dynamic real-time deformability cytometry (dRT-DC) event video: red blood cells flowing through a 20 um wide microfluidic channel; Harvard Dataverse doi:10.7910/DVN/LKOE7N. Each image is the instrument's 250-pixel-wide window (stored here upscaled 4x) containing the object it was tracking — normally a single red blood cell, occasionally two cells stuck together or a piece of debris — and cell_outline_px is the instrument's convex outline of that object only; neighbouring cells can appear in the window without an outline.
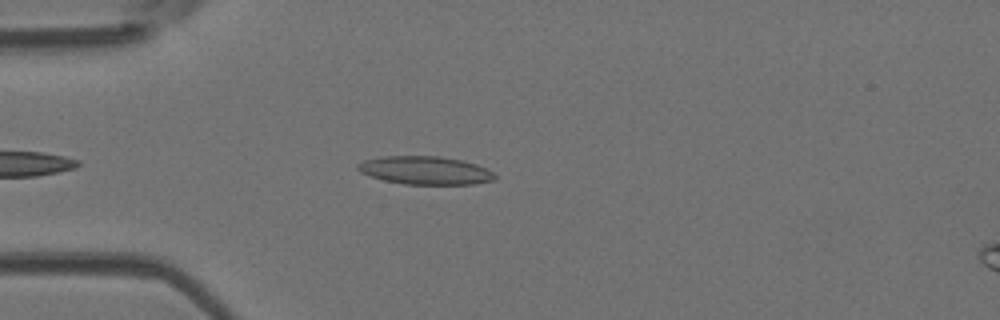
{"species": "Egyptian fruit bat (a non-hibernating species)", "species_latin": "Rousettus aegyptiacus", "temperature_condition": "room temperature", "stored_images_in_passage": 44, "camera_frame_rate_fps": 3000, "um_per_image_px": 0.085, "animal": {"sex": "female"}, "frame": {"image": 1, "passage_image": 6, "time_ms": 1.667, "image_size_px": [1000, 320], "cell_outline_px": [[496, 180], [472, 184], [404, 184], [384, 180], [360, 172], [356, 168], [356, 164], [364, 160], [380, 156], [440, 156], [460, 160], [476, 164], [492, 172], [496, 176]], "centroid_in_image_um": [36.12, 14.48], "position_along_channel_um": 48.9, "area_um2": 22.43}}
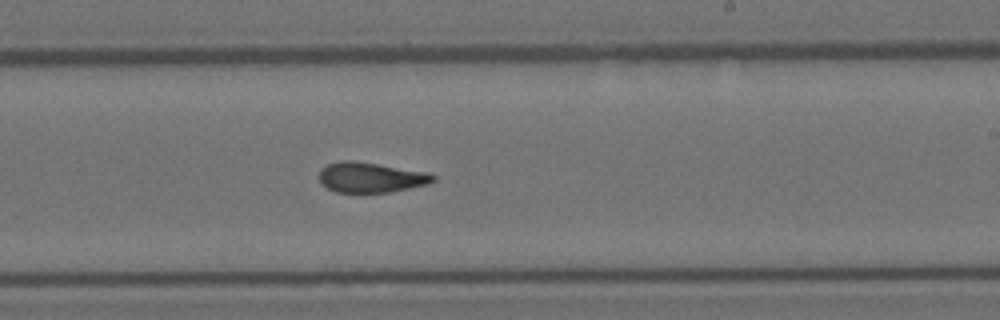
{"frame": {"image": 2, "passage_image": 23, "time_ms": 7.333, "image_size_px": [1000, 320], "cell_outline_px": [[436, 180], [428, 184], [388, 192], [336, 192], [328, 188], [320, 180], [320, 168], [328, 164], [340, 160], [348, 160], [376, 164], [428, 172], [436, 176]], "centroid_in_image_um": [31.53, 15.07], "position_along_channel_um": 257.5, "area_um2": 19.77}}
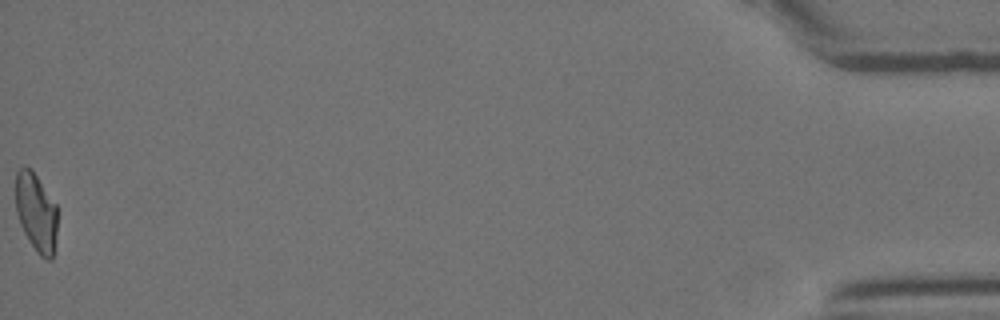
{"frame": {"image": 3, "passage_image": 44, "time_ms": 14.333, "image_size_px": [1000, 320], "cell_outline_px": [[56, 232], [52, 260], [48, 260], [40, 256], [36, 252], [28, 240], [20, 224], [16, 212], [16, 172], [20, 168], [32, 168], [56, 204]], "centroid_in_image_um": [3.06, 18.05], "position_along_channel_um": 432.1, "area_um2": 19.07}, "authors_computed_cell_mechanics": {"area_um2": 20.3167, "velocity_mm_per_s": 3.9213, "shape_relaxation_time_tau1_ms": null, "shape_relaxation_time_tau2_ms": 3.4853, "deformation_change_tau1": null, "deformation_change_tau2": 0.1292}}